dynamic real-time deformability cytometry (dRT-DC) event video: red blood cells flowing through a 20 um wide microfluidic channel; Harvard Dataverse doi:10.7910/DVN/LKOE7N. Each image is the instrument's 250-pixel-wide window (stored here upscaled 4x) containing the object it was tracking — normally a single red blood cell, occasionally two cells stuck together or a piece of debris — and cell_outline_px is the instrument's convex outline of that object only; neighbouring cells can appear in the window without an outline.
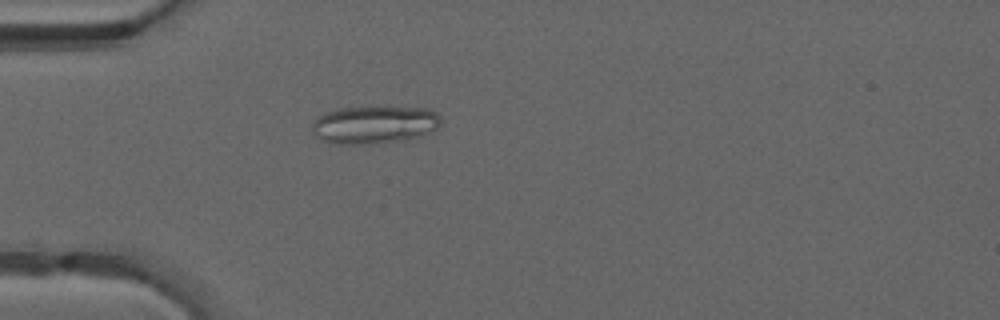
{"species": "common noctule bat (a hibernating species)", "species_latin": "Nyctalus noctula", "temperature_condition": "warm", "stored_images_in_passage": 39, "camera_frame_rate_fps": 3000, "um_per_image_px": 0.085, "animal": {"sex": "male", "forearm_length_mm": 52.5}, "frame": {"image": 1, "passage_image": 5, "time_ms": 1.333, "image_size_px": [1000, 320], "cell_outline_px": [[440, 124], [436, 128], [416, 136], [368, 144], [336, 144], [324, 140], [316, 136], [312, 132], [312, 120], [336, 108], [376, 104], [428, 108], [436, 112], [440, 116]], "centroid_in_image_um": [31.78, 10.52], "position_along_channel_um": 53.2, "area_um2": 28.84}}
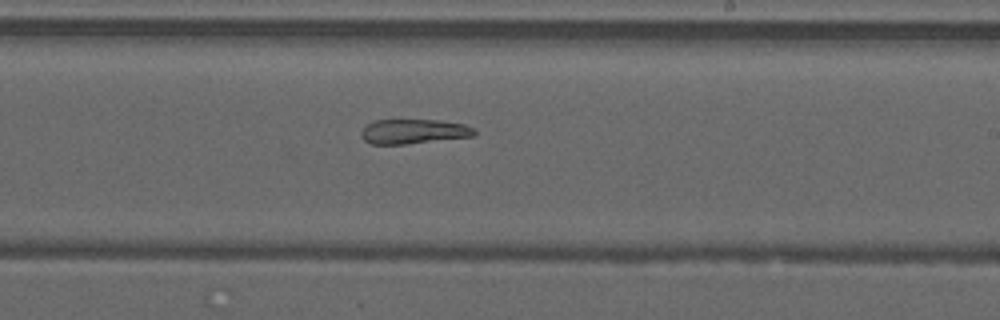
{"frame": {"image": 2, "passage_image": 20, "time_ms": 6.333, "image_size_px": [1000, 320], "cell_outline_px": [[476, 132], [472, 136], [404, 144], [372, 144], [364, 140], [360, 136], [360, 132], [372, 120], [440, 120], [464, 124], [476, 128]], "centroid_in_image_um": [35.14, 11.16], "position_along_channel_um": 253.9, "area_um2": 16.18}}
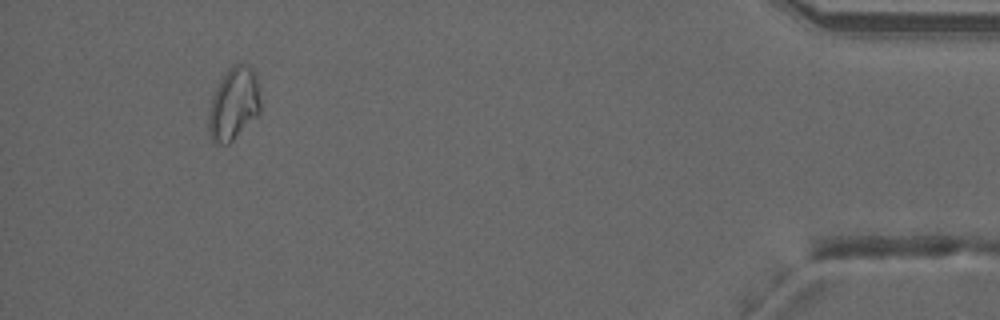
{"frame": {"image": 3, "passage_image": 36, "time_ms": 11.667, "image_size_px": [1000, 320], "cell_outline_px": [[260, 112], [228, 144], [216, 144], [212, 140], [208, 132], [208, 112], [212, 96], [220, 80], [228, 68], [232, 64], [248, 64], [252, 68], [256, 76], [260, 100]], "centroid_in_image_um": [19.84, 8.81], "position_along_channel_um": 415.4, "area_um2": 21.91}}